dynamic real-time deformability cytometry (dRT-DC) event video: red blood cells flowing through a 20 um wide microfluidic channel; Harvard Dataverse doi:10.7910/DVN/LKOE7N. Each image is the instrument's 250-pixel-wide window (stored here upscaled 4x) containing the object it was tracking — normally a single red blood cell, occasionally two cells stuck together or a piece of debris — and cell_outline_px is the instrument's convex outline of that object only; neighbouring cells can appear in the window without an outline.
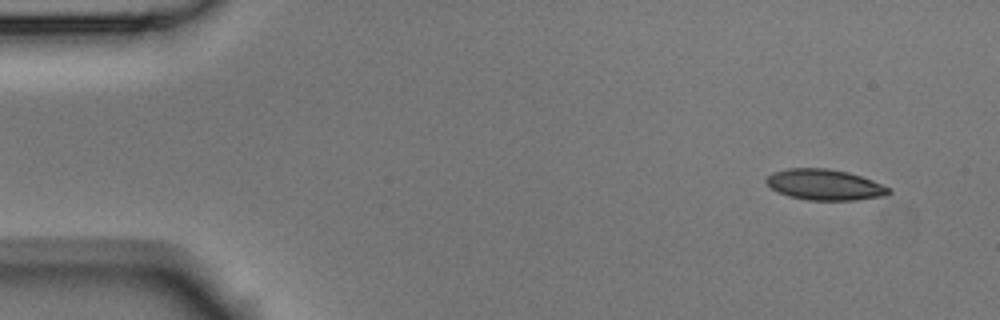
{"species": "Egyptian fruit bat (a non-hibernating species)", "species_latin": "Rousettus aegyptiacus", "temperature_condition": "room temperature", "stored_images_in_passage": 4, "camera_frame_rate_fps": 3000, "um_per_image_px": 0.085, "animal": {"sex": "male"}, "frame": {"image": 1, "passage_image": 1, "time_ms": 0.0, "image_size_px": [1000, 320], "cell_outline_px": [[892, 192], [884, 196], [856, 200], [808, 200], [788, 196], [772, 188], [764, 180], [772, 172], [788, 168], [828, 168], [848, 172], [872, 180], [892, 188]], "centroid_in_image_um": [70.12, 15.7], "position_along_channel_um": 14.9, "area_um2": 22.02}}
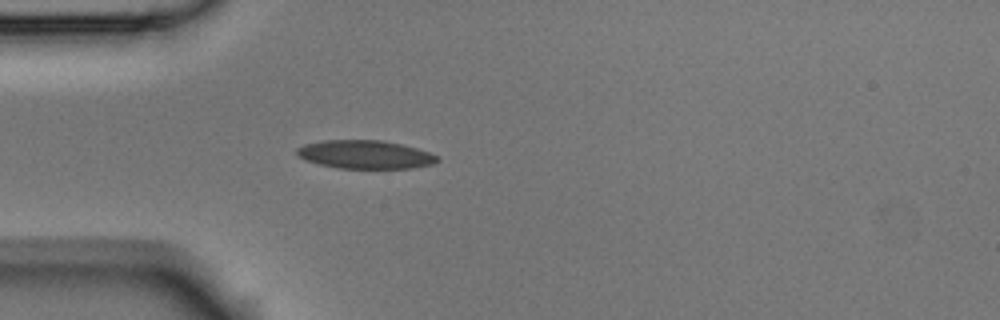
{"frame": {"image": 2, "passage_image": 4, "time_ms": 1.0, "image_size_px": [1000, 320], "cell_outline_px": [[440, 160], [432, 164], [412, 168], [340, 168], [320, 164], [304, 160], [296, 152], [296, 148], [304, 144], [324, 140], [384, 140], [416, 148], [428, 152], [436, 156]], "centroid_in_image_um": [31.02, 13.13], "position_along_channel_um": 54.0, "area_um2": 23.06}}